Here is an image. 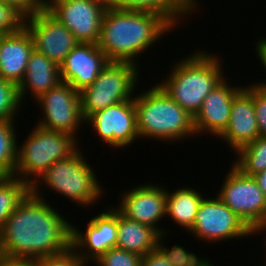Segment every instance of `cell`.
Segmentation results:
<instances>
[{
    "label": "cell",
    "instance_id": "obj_1",
    "mask_svg": "<svg viewBox=\"0 0 266 266\" xmlns=\"http://www.w3.org/2000/svg\"><path fill=\"white\" fill-rule=\"evenodd\" d=\"M46 200L40 189H31L11 213L0 232V257L34 260L71 246L72 223Z\"/></svg>",
    "mask_w": 266,
    "mask_h": 266
},
{
    "label": "cell",
    "instance_id": "obj_2",
    "mask_svg": "<svg viewBox=\"0 0 266 266\" xmlns=\"http://www.w3.org/2000/svg\"><path fill=\"white\" fill-rule=\"evenodd\" d=\"M173 28L175 26L165 16L155 12L107 8L97 45L109 62H127L139 66L138 55L151 49Z\"/></svg>",
    "mask_w": 266,
    "mask_h": 266
},
{
    "label": "cell",
    "instance_id": "obj_3",
    "mask_svg": "<svg viewBox=\"0 0 266 266\" xmlns=\"http://www.w3.org/2000/svg\"><path fill=\"white\" fill-rule=\"evenodd\" d=\"M220 60L216 54L197 50L177 60L165 81L161 79L162 82L158 84L177 104L195 116L205 97L227 78Z\"/></svg>",
    "mask_w": 266,
    "mask_h": 266
},
{
    "label": "cell",
    "instance_id": "obj_4",
    "mask_svg": "<svg viewBox=\"0 0 266 266\" xmlns=\"http://www.w3.org/2000/svg\"><path fill=\"white\" fill-rule=\"evenodd\" d=\"M134 96L140 139L177 142L196 136L194 116L177 104L158 84Z\"/></svg>",
    "mask_w": 266,
    "mask_h": 266
},
{
    "label": "cell",
    "instance_id": "obj_5",
    "mask_svg": "<svg viewBox=\"0 0 266 266\" xmlns=\"http://www.w3.org/2000/svg\"><path fill=\"white\" fill-rule=\"evenodd\" d=\"M78 147L68 157L54 162L41 177L31 186L39 189L47 186L65 198L82 207L98 202L104 192L91 165L84 159L83 152Z\"/></svg>",
    "mask_w": 266,
    "mask_h": 266
},
{
    "label": "cell",
    "instance_id": "obj_6",
    "mask_svg": "<svg viewBox=\"0 0 266 266\" xmlns=\"http://www.w3.org/2000/svg\"><path fill=\"white\" fill-rule=\"evenodd\" d=\"M78 143L69 134L35 124L21 146L18 142L14 176L31 187L54 162L71 155Z\"/></svg>",
    "mask_w": 266,
    "mask_h": 266
},
{
    "label": "cell",
    "instance_id": "obj_7",
    "mask_svg": "<svg viewBox=\"0 0 266 266\" xmlns=\"http://www.w3.org/2000/svg\"><path fill=\"white\" fill-rule=\"evenodd\" d=\"M140 70L132 63L108 62L93 84L80 91L83 119L108 106L134 99Z\"/></svg>",
    "mask_w": 266,
    "mask_h": 266
},
{
    "label": "cell",
    "instance_id": "obj_8",
    "mask_svg": "<svg viewBox=\"0 0 266 266\" xmlns=\"http://www.w3.org/2000/svg\"><path fill=\"white\" fill-rule=\"evenodd\" d=\"M216 194L255 234L266 230V197L253 176L233 164Z\"/></svg>",
    "mask_w": 266,
    "mask_h": 266
},
{
    "label": "cell",
    "instance_id": "obj_9",
    "mask_svg": "<svg viewBox=\"0 0 266 266\" xmlns=\"http://www.w3.org/2000/svg\"><path fill=\"white\" fill-rule=\"evenodd\" d=\"M35 103L41 106L43 112L38 126L69 134L78 140L77 131L85 123L81 114L80 92L61 81L37 98Z\"/></svg>",
    "mask_w": 266,
    "mask_h": 266
},
{
    "label": "cell",
    "instance_id": "obj_10",
    "mask_svg": "<svg viewBox=\"0 0 266 266\" xmlns=\"http://www.w3.org/2000/svg\"><path fill=\"white\" fill-rule=\"evenodd\" d=\"M188 233L213 244L255 234L218 196L203 198Z\"/></svg>",
    "mask_w": 266,
    "mask_h": 266
},
{
    "label": "cell",
    "instance_id": "obj_11",
    "mask_svg": "<svg viewBox=\"0 0 266 266\" xmlns=\"http://www.w3.org/2000/svg\"><path fill=\"white\" fill-rule=\"evenodd\" d=\"M45 9L64 24L78 42L97 44L107 9L103 0H45Z\"/></svg>",
    "mask_w": 266,
    "mask_h": 266
},
{
    "label": "cell",
    "instance_id": "obj_12",
    "mask_svg": "<svg viewBox=\"0 0 266 266\" xmlns=\"http://www.w3.org/2000/svg\"><path fill=\"white\" fill-rule=\"evenodd\" d=\"M85 124L90 125L95 134L97 132L99 139L113 148L122 149L140 138L134 99L119 102L91 114Z\"/></svg>",
    "mask_w": 266,
    "mask_h": 266
},
{
    "label": "cell",
    "instance_id": "obj_13",
    "mask_svg": "<svg viewBox=\"0 0 266 266\" xmlns=\"http://www.w3.org/2000/svg\"><path fill=\"white\" fill-rule=\"evenodd\" d=\"M104 211L89 220L86 231H80L71 224V247L87 265L116 247L118 210L109 206Z\"/></svg>",
    "mask_w": 266,
    "mask_h": 266
},
{
    "label": "cell",
    "instance_id": "obj_14",
    "mask_svg": "<svg viewBox=\"0 0 266 266\" xmlns=\"http://www.w3.org/2000/svg\"><path fill=\"white\" fill-rule=\"evenodd\" d=\"M34 49L60 66L67 54L79 43L71 31L45 8L24 18Z\"/></svg>",
    "mask_w": 266,
    "mask_h": 266
},
{
    "label": "cell",
    "instance_id": "obj_15",
    "mask_svg": "<svg viewBox=\"0 0 266 266\" xmlns=\"http://www.w3.org/2000/svg\"><path fill=\"white\" fill-rule=\"evenodd\" d=\"M117 210L128 219L156 229L161 235L167 230L158 225L166 217L167 189L154 183L140 184L121 194Z\"/></svg>",
    "mask_w": 266,
    "mask_h": 266
},
{
    "label": "cell",
    "instance_id": "obj_16",
    "mask_svg": "<svg viewBox=\"0 0 266 266\" xmlns=\"http://www.w3.org/2000/svg\"><path fill=\"white\" fill-rule=\"evenodd\" d=\"M108 62L97 44L79 42L59 66L61 81L80 92L93 84Z\"/></svg>",
    "mask_w": 266,
    "mask_h": 266
},
{
    "label": "cell",
    "instance_id": "obj_17",
    "mask_svg": "<svg viewBox=\"0 0 266 266\" xmlns=\"http://www.w3.org/2000/svg\"><path fill=\"white\" fill-rule=\"evenodd\" d=\"M243 88L232 86L224 78L211 90L194 116L196 136L208 133L218 137L227 128L233 99Z\"/></svg>",
    "mask_w": 266,
    "mask_h": 266
},
{
    "label": "cell",
    "instance_id": "obj_18",
    "mask_svg": "<svg viewBox=\"0 0 266 266\" xmlns=\"http://www.w3.org/2000/svg\"><path fill=\"white\" fill-rule=\"evenodd\" d=\"M259 137L254 107V85L245 86L233 99L227 128L217 137L236 153Z\"/></svg>",
    "mask_w": 266,
    "mask_h": 266
},
{
    "label": "cell",
    "instance_id": "obj_19",
    "mask_svg": "<svg viewBox=\"0 0 266 266\" xmlns=\"http://www.w3.org/2000/svg\"><path fill=\"white\" fill-rule=\"evenodd\" d=\"M33 50L32 36L24 25L14 33L0 36V78L18 86Z\"/></svg>",
    "mask_w": 266,
    "mask_h": 266
},
{
    "label": "cell",
    "instance_id": "obj_20",
    "mask_svg": "<svg viewBox=\"0 0 266 266\" xmlns=\"http://www.w3.org/2000/svg\"><path fill=\"white\" fill-rule=\"evenodd\" d=\"M61 82L60 68L53 61L35 49L31 52L26 66L24 79L18 85V94L21 103L27 95L36 100L43 93L54 88Z\"/></svg>",
    "mask_w": 266,
    "mask_h": 266
},
{
    "label": "cell",
    "instance_id": "obj_21",
    "mask_svg": "<svg viewBox=\"0 0 266 266\" xmlns=\"http://www.w3.org/2000/svg\"><path fill=\"white\" fill-rule=\"evenodd\" d=\"M116 247L142 257L157 249L160 233L151 226L128 219L118 211Z\"/></svg>",
    "mask_w": 266,
    "mask_h": 266
},
{
    "label": "cell",
    "instance_id": "obj_22",
    "mask_svg": "<svg viewBox=\"0 0 266 266\" xmlns=\"http://www.w3.org/2000/svg\"><path fill=\"white\" fill-rule=\"evenodd\" d=\"M203 198L198 190L191 187L179 188L172 193L167 191L166 216L189 232L194 225Z\"/></svg>",
    "mask_w": 266,
    "mask_h": 266
},
{
    "label": "cell",
    "instance_id": "obj_23",
    "mask_svg": "<svg viewBox=\"0 0 266 266\" xmlns=\"http://www.w3.org/2000/svg\"><path fill=\"white\" fill-rule=\"evenodd\" d=\"M195 0H130V10H145L165 16L175 27L197 10Z\"/></svg>",
    "mask_w": 266,
    "mask_h": 266
},
{
    "label": "cell",
    "instance_id": "obj_24",
    "mask_svg": "<svg viewBox=\"0 0 266 266\" xmlns=\"http://www.w3.org/2000/svg\"><path fill=\"white\" fill-rule=\"evenodd\" d=\"M31 192V187L15 176L0 179V232L11 213Z\"/></svg>",
    "mask_w": 266,
    "mask_h": 266
},
{
    "label": "cell",
    "instance_id": "obj_25",
    "mask_svg": "<svg viewBox=\"0 0 266 266\" xmlns=\"http://www.w3.org/2000/svg\"><path fill=\"white\" fill-rule=\"evenodd\" d=\"M236 156L232 164L244 175L253 176L266 170V137L259 136L243 146L236 152Z\"/></svg>",
    "mask_w": 266,
    "mask_h": 266
},
{
    "label": "cell",
    "instance_id": "obj_26",
    "mask_svg": "<svg viewBox=\"0 0 266 266\" xmlns=\"http://www.w3.org/2000/svg\"><path fill=\"white\" fill-rule=\"evenodd\" d=\"M15 121L0 120V174L2 176H14L16 169L18 140Z\"/></svg>",
    "mask_w": 266,
    "mask_h": 266
},
{
    "label": "cell",
    "instance_id": "obj_27",
    "mask_svg": "<svg viewBox=\"0 0 266 266\" xmlns=\"http://www.w3.org/2000/svg\"><path fill=\"white\" fill-rule=\"evenodd\" d=\"M166 233L160 235L157 243V249L162 253V255L167 259V261L172 266H214L208 259L201 258L191 251H187L182 246L177 244L169 250L161 242Z\"/></svg>",
    "mask_w": 266,
    "mask_h": 266
},
{
    "label": "cell",
    "instance_id": "obj_28",
    "mask_svg": "<svg viewBox=\"0 0 266 266\" xmlns=\"http://www.w3.org/2000/svg\"><path fill=\"white\" fill-rule=\"evenodd\" d=\"M21 106L18 86L0 78V120H16L15 117L18 115L16 113Z\"/></svg>",
    "mask_w": 266,
    "mask_h": 266
},
{
    "label": "cell",
    "instance_id": "obj_29",
    "mask_svg": "<svg viewBox=\"0 0 266 266\" xmlns=\"http://www.w3.org/2000/svg\"><path fill=\"white\" fill-rule=\"evenodd\" d=\"M95 263L98 266H142V256L114 247L102 254Z\"/></svg>",
    "mask_w": 266,
    "mask_h": 266
},
{
    "label": "cell",
    "instance_id": "obj_30",
    "mask_svg": "<svg viewBox=\"0 0 266 266\" xmlns=\"http://www.w3.org/2000/svg\"><path fill=\"white\" fill-rule=\"evenodd\" d=\"M33 266H86L81 257L70 246L62 253L34 259Z\"/></svg>",
    "mask_w": 266,
    "mask_h": 266
},
{
    "label": "cell",
    "instance_id": "obj_31",
    "mask_svg": "<svg viewBox=\"0 0 266 266\" xmlns=\"http://www.w3.org/2000/svg\"><path fill=\"white\" fill-rule=\"evenodd\" d=\"M24 25V17L12 6L0 0V36L18 31Z\"/></svg>",
    "mask_w": 266,
    "mask_h": 266
},
{
    "label": "cell",
    "instance_id": "obj_32",
    "mask_svg": "<svg viewBox=\"0 0 266 266\" xmlns=\"http://www.w3.org/2000/svg\"><path fill=\"white\" fill-rule=\"evenodd\" d=\"M254 107L260 137H266V91L254 85Z\"/></svg>",
    "mask_w": 266,
    "mask_h": 266
},
{
    "label": "cell",
    "instance_id": "obj_33",
    "mask_svg": "<svg viewBox=\"0 0 266 266\" xmlns=\"http://www.w3.org/2000/svg\"><path fill=\"white\" fill-rule=\"evenodd\" d=\"M12 6L24 18L36 14L45 8V0H2Z\"/></svg>",
    "mask_w": 266,
    "mask_h": 266
},
{
    "label": "cell",
    "instance_id": "obj_34",
    "mask_svg": "<svg viewBox=\"0 0 266 266\" xmlns=\"http://www.w3.org/2000/svg\"><path fill=\"white\" fill-rule=\"evenodd\" d=\"M142 266H172L162 253L155 249L142 257Z\"/></svg>",
    "mask_w": 266,
    "mask_h": 266
},
{
    "label": "cell",
    "instance_id": "obj_35",
    "mask_svg": "<svg viewBox=\"0 0 266 266\" xmlns=\"http://www.w3.org/2000/svg\"><path fill=\"white\" fill-rule=\"evenodd\" d=\"M257 43L255 44V49H256V54L260 60V65H263L262 67L265 68L266 70V44L261 40L259 41H256ZM253 85H255L256 87L260 88V89H263L266 91V82H258V83H253Z\"/></svg>",
    "mask_w": 266,
    "mask_h": 266
},
{
    "label": "cell",
    "instance_id": "obj_36",
    "mask_svg": "<svg viewBox=\"0 0 266 266\" xmlns=\"http://www.w3.org/2000/svg\"><path fill=\"white\" fill-rule=\"evenodd\" d=\"M0 266H33V261L0 257Z\"/></svg>",
    "mask_w": 266,
    "mask_h": 266
},
{
    "label": "cell",
    "instance_id": "obj_37",
    "mask_svg": "<svg viewBox=\"0 0 266 266\" xmlns=\"http://www.w3.org/2000/svg\"><path fill=\"white\" fill-rule=\"evenodd\" d=\"M107 8H123L130 10V0H103Z\"/></svg>",
    "mask_w": 266,
    "mask_h": 266
},
{
    "label": "cell",
    "instance_id": "obj_38",
    "mask_svg": "<svg viewBox=\"0 0 266 266\" xmlns=\"http://www.w3.org/2000/svg\"><path fill=\"white\" fill-rule=\"evenodd\" d=\"M253 178L257 182L264 196L266 197V170L253 175Z\"/></svg>",
    "mask_w": 266,
    "mask_h": 266
},
{
    "label": "cell",
    "instance_id": "obj_39",
    "mask_svg": "<svg viewBox=\"0 0 266 266\" xmlns=\"http://www.w3.org/2000/svg\"><path fill=\"white\" fill-rule=\"evenodd\" d=\"M261 40L266 44V38L265 37L263 39L261 38Z\"/></svg>",
    "mask_w": 266,
    "mask_h": 266
}]
</instances>
